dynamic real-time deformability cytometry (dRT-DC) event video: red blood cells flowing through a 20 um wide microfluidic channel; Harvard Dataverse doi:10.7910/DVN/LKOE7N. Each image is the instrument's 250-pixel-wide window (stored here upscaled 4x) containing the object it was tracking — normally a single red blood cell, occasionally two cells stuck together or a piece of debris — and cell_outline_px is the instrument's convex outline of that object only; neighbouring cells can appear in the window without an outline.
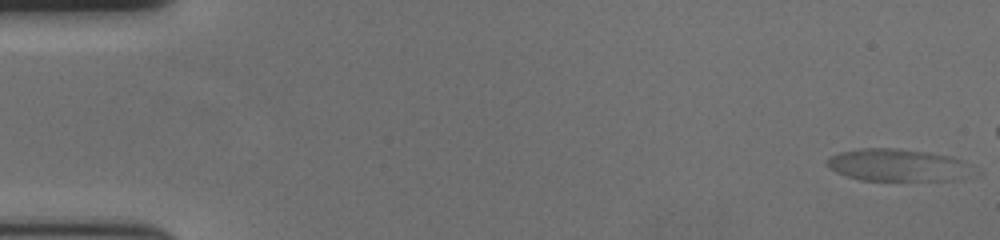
{"species": "human", "species_latin": "Homo sapiens", "temperature_condition": "cold", "stored_images_in_passage": 52, "segment_of_instrument_passage": [1, 2], "camera_frame_rate_fps": 3000, "um_per_image_px": 0.085, "donor": {"sex": "female"}, "frame": {"image": 1, "passage_image": 1, "time_ms": 0.0, "image_size_px": [1000, 240], "cell_outline_px": [[960, 160], [952, 180], [860, 180], [836, 172], [828, 168], [824, 164], [828, 156], [840, 152], [860, 148], [896, 148], [928, 152], [952, 156]], "centroid_in_image_um": [75.9, 13.99], "position_along_channel_um": 9.1, "area_um2": 25.95}}
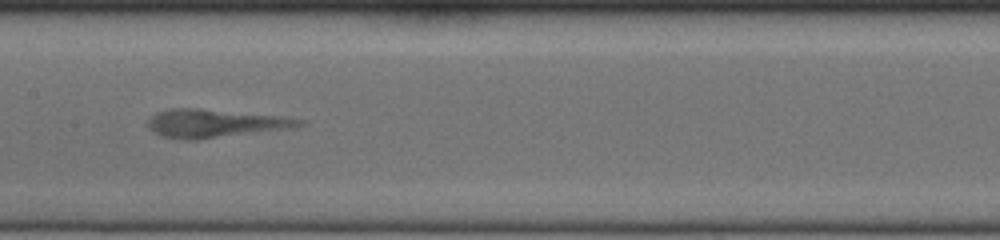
{"frame": {"image": 2, "passage_image": 29, "time_ms": 9.333, "image_size_px": [1000, 240], "cell_outline_px": [[308, 124], [292, 128], [196, 140], [184, 140], [160, 136], [152, 132], [148, 128], [148, 120], [156, 112], [172, 108], [200, 108], [280, 116], [304, 120]], "centroid_in_image_um": [18.25, 10.49], "position_along_channel_um": 189.1, "area_um2": 25.09}}
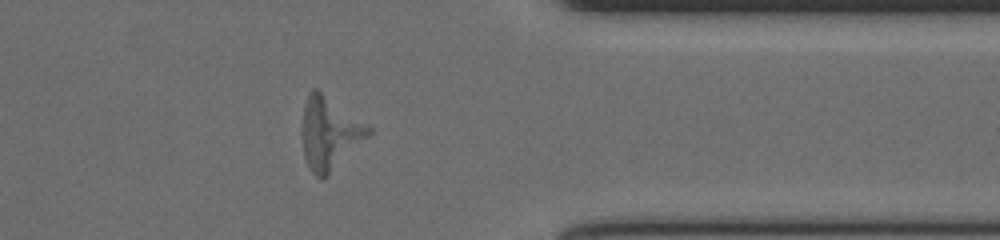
{"frame": {"image": 3, "passage_image": 46, "time_ms": 15.0, "image_size_px": [1000, 240], "cell_outline_px": [[372, 132], [324, 180], [320, 180], [308, 168], [304, 156], [304, 104], [308, 92], [312, 88], [316, 88], [372, 128]], "centroid_in_image_um": [28.01, 11.35], "position_along_channel_um": 383.4, "area_um2": 27.4}}